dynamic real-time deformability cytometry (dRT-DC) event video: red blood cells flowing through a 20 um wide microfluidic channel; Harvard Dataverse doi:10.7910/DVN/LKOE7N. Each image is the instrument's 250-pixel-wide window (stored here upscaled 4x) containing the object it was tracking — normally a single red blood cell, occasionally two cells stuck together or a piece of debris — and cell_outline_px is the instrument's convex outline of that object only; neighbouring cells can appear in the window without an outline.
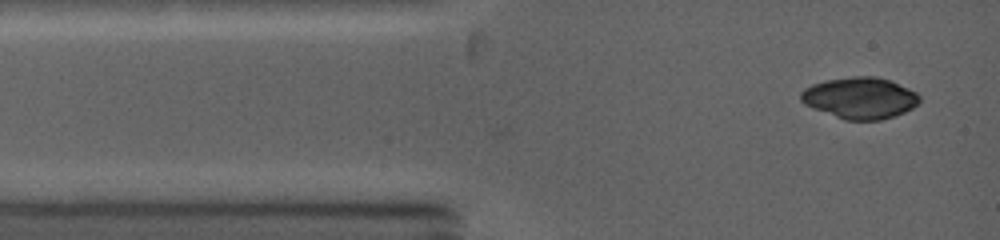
{"species": "common noctule bat (a hibernating species)", "species_latin": "Nyctalus noctula", "temperature_condition": "warm", "stored_images_in_passage": 2, "camera_frame_rate_fps": 5000, "um_per_image_px": 0.085, "animal": {"sex": "female", "body_mass_g": 19.0, "forearm_length_mm": 53.3}, "frame": {"image": 1, "passage_image": 2, "time_ms": 0.4, "image_size_px": [1000, 240], "cell_outline_px": [[920, 100], [912, 108], [896, 116], [880, 120], [844, 120], [804, 104], [800, 100], [800, 92], [804, 88], [812, 84], [824, 80], [852, 76], [876, 76], [892, 80], [916, 92], [920, 96]], "centroid_in_image_um": [73.09, 8.31], "position_along_channel_um": 11.9, "area_um2": 28.84}}